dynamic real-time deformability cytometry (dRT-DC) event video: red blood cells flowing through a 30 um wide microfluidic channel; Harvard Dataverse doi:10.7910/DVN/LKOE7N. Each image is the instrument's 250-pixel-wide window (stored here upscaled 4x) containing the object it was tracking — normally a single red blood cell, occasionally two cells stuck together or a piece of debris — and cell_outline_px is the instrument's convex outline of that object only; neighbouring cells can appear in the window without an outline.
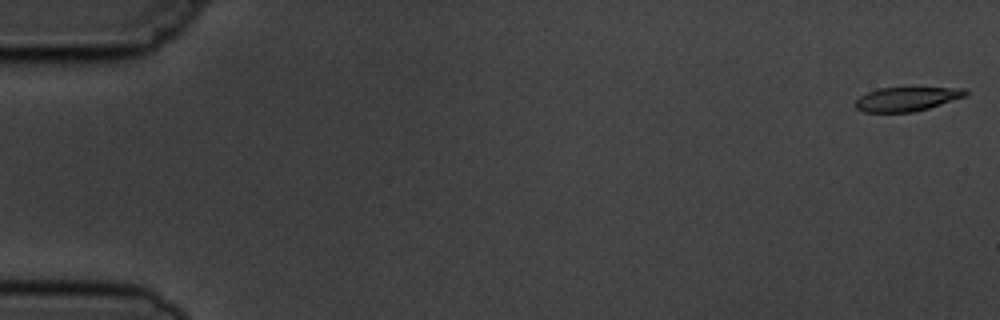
{"species": "common noctule bat (a hibernating species)", "species_latin": "Nyctalus noctula", "temperature_condition": "cold", "stored_images_in_passage": 6, "camera_frame_rate_fps": 3000, "um_per_image_px": 0.085, "animal": {"sex": "male", "body_mass_g": 19.5, "forearm_length_mm": 54.6}, "frame": {"image": 1, "passage_image": 1, "time_ms": 0.0, "image_size_px": [1000, 320], "cell_outline_px": [[968, 92], [964, 96], [928, 108], [912, 112], [864, 112], [856, 108], [856, 100], [860, 96], [876, 88], [904, 84], [912, 84], [964, 88]], "centroid_in_image_um": [77.09, 8.33], "position_along_channel_um": 7.9, "area_um2": 16.53}}